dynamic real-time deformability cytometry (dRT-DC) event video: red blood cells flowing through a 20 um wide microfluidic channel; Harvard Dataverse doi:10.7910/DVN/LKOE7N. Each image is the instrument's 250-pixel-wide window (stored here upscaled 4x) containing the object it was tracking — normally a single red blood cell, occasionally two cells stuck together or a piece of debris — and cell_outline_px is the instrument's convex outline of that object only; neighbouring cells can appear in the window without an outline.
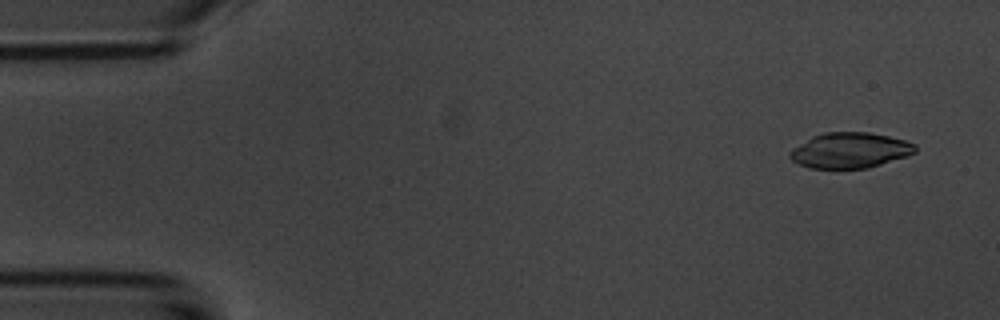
{"species": "common noctule bat (a hibernating species)", "species_latin": "Nyctalus noctula", "temperature_condition": "room temperature", "stored_images_in_passage": 5, "camera_frame_rate_fps": 3000, "um_per_image_px": 0.085, "animal": {"sex": "male", "body_mass_g": 20.1, "forearm_length_mm": 53.5}, "frame": {"image": 1, "passage_image": 1, "time_ms": 0.0, "image_size_px": [1000, 320], "cell_outline_px": [[916, 152], [908, 156], [868, 168], [808, 168], [792, 160], [788, 156], [788, 152], [792, 148], [812, 136], [824, 132], [868, 132], [888, 136], [904, 140], [916, 144]], "centroid_in_image_um": [72.24, 12.78], "position_along_channel_um": 12.8, "area_um2": 26.01}}